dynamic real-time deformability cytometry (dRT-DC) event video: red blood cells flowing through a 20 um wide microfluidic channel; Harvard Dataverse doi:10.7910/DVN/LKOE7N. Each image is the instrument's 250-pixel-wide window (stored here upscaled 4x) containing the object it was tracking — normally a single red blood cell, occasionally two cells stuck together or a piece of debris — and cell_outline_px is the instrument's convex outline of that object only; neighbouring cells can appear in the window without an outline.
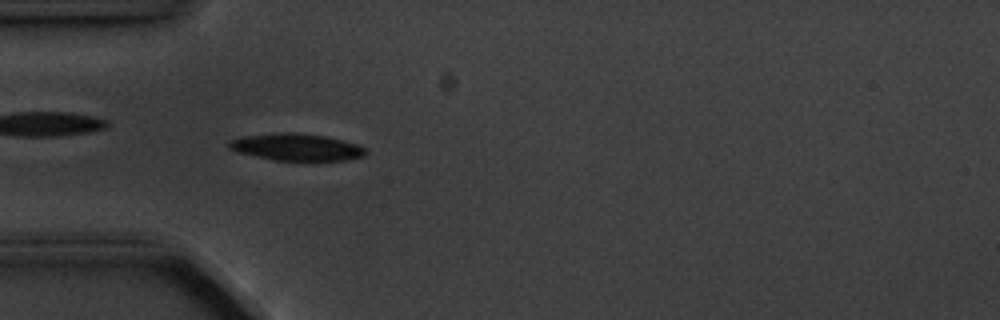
{"species": "common noctule bat (a hibernating species)", "species_latin": "Nyctalus noctula", "temperature_condition": "cold", "stored_images_in_passage": 5, "camera_frame_rate_fps": 3000, "um_per_image_px": 0.085, "animal": {"sex": "male", "body_mass_g": 20.1, "forearm_length_mm": 53.5}, "frame": {"image": 1, "passage_image": 5, "time_ms": 4.667, "image_size_px": [1000, 320], "cell_outline_px": [[368, 152], [364, 156], [344, 160], [272, 160], [236, 152], [228, 148], [228, 144], [232, 140], [244, 136], [276, 132], [292, 132], [324, 136], [356, 144], [364, 148]], "centroid_in_image_um": [25.16, 12.5], "position_along_channel_um": 59.8, "area_um2": 21.33}}